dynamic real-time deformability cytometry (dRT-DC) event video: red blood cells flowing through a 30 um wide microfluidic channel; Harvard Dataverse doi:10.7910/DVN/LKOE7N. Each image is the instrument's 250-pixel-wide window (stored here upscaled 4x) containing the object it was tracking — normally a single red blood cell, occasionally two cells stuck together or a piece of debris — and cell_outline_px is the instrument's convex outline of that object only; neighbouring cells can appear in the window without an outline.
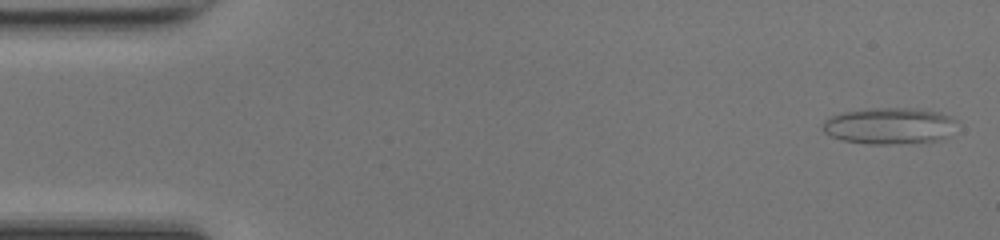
{"species": "common noctule bat (a hibernating species)", "species_latin": "Nyctalus noctula", "temperature_condition": "room temperature", "stored_images_in_passage": 48, "camera_frame_rate_fps": 3000, "um_per_image_px": 0.085, "animal": {"sex": "female", "body_mass_g": 17.0, "forearm_length_mm": 48.0}, "frame": {"image": 1, "passage_image": 2, "time_ms": 0.333, "image_size_px": [1000, 240], "cell_outline_px": [[956, 120], [948, 136], [940, 140], [888, 144], [868, 144], [844, 140], [832, 136], [824, 132], [824, 120], [828, 116], [844, 112], [868, 108], [916, 108], [940, 112]], "centroid_in_image_um": [75.58, 10.68], "position_along_channel_um": 9.4, "area_um2": 28.26}}
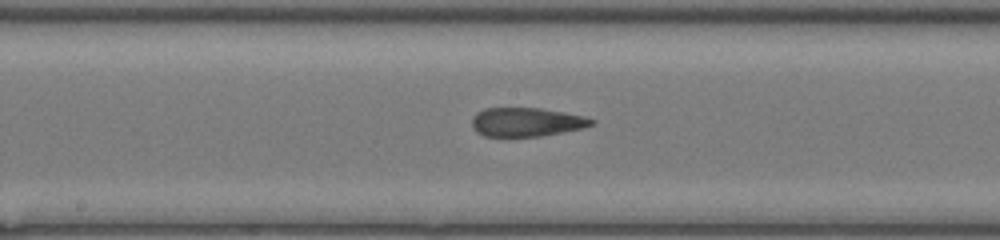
{"frame": {"image": 2, "passage_image": 25, "time_ms": 8.0, "image_size_px": [1000, 240], "cell_outline_px": [[596, 124], [584, 128], [540, 136], [484, 136], [476, 132], [472, 128], [472, 116], [476, 112], [484, 108], [540, 108], [564, 112], [584, 116], [596, 120]], "centroid_in_image_um": [44.75, 10.37], "position_along_channel_um": 203.4, "area_um2": 20.29}}
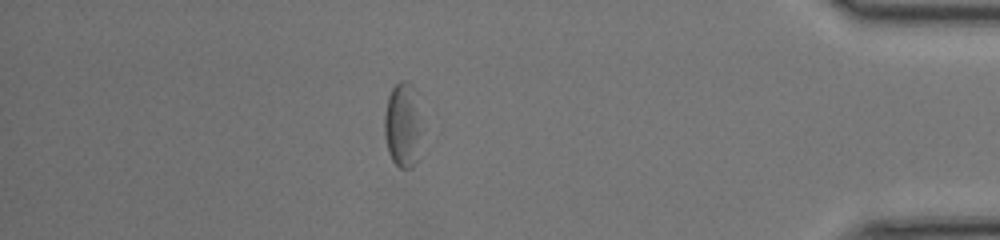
{"frame": {"image": 3, "passage_image": 42, "time_ms": 13.667, "image_size_px": [1000, 240], "cell_outline_px": [[420, 132], [416, 164], [412, 168], [400, 168], [392, 160], [388, 152], [384, 136], [384, 116], [388, 96], [392, 88], [400, 80], [404, 80], [412, 84], [420, 92]], "centroid_in_image_um": [34.25, 10.55], "position_along_channel_um": 401.0, "area_um2": 19.07}, "authors_computed_cell_mechanics": {"area_um2": 21.4149, "velocity_mm_per_s": 4.2682, "shape_relaxation_time_tau1_ms": null, "shape_relaxation_time_tau2_ms": 3.2427, "deformation_change_tau1": null, "deformation_change_tau2": 0.1208}}